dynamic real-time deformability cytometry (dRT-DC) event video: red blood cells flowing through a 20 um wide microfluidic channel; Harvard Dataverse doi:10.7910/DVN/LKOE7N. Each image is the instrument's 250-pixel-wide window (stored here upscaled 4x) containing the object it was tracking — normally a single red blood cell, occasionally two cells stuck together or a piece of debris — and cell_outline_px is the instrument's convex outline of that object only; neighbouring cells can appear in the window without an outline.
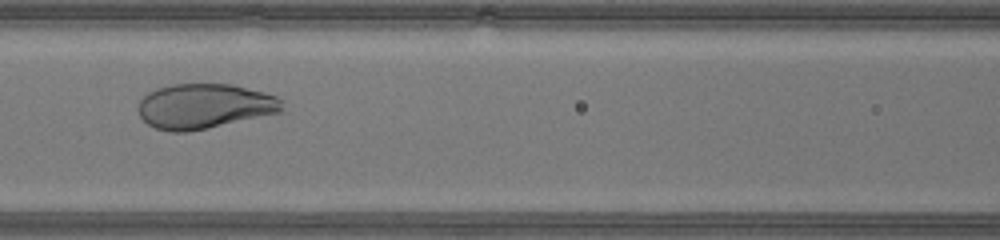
{"species": "human", "species_latin": "Homo sapiens", "temperature_condition": "warm", "stored_images_in_passage": 34, "camera_frame_rate_fps": 3000, "um_per_image_px": 0.085, "donor": {"sex": "male"}, "frame": {"image": 1, "passage_image": 16, "time_ms": 5.0, "image_size_px": [1000, 240], "cell_outline_px": [[284, 112], [208, 128], [188, 132], [172, 132], [156, 128], [148, 124], [140, 116], [136, 108], [140, 100], [148, 92], [156, 88], [172, 84], [232, 84], [264, 92], [276, 96], [284, 100]], "centroid_in_image_um": [17.4, 9.03], "position_along_channel_um": 149.2, "area_um2": 38.15}}
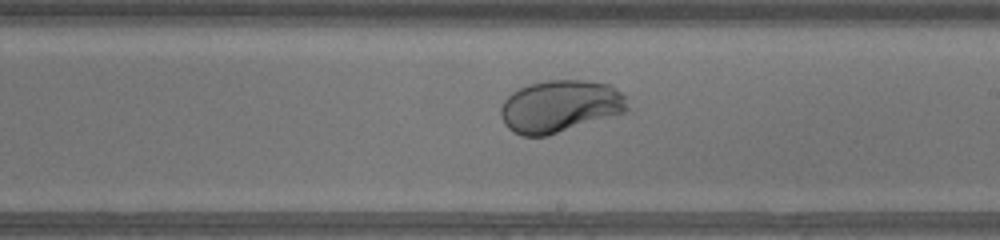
{"frame": {"image": 2, "passage_image": 22, "time_ms": 7.0, "image_size_px": [1000, 240], "cell_outline_px": [[628, 112], [544, 136], [524, 136], [508, 128], [504, 124], [500, 116], [500, 108], [504, 100], [512, 92], [528, 84], [544, 80], [588, 80], [612, 84], [624, 96], [628, 108]], "centroid_in_image_um": [47.61, 9.01], "position_along_channel_um": 241.4, "area_um2": 38.67}}
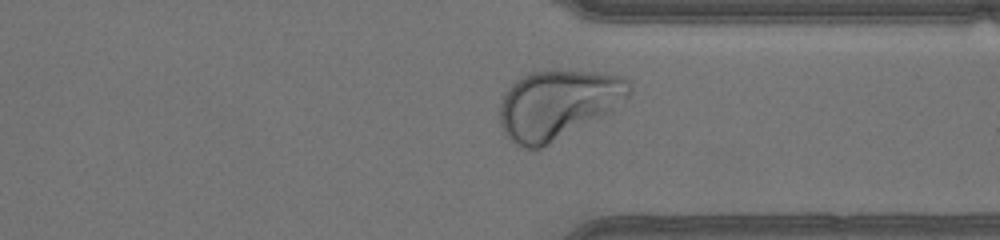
{"frame": {"image": 3, "passage_image": 30, "time_ms": 9.667, "image_size_px": [1000, 240], "cell_outline_px": [[632, 92], [628, 96], [608, 112], [548, 144], [540, 148], [528, 148], [512, 140], [504, 132], [500, 124], [500, 100], [504, 92], [516, 80], [528, 72], [592, 72], [624, 76], [632, 80]], "centroid_in_image_um": [47.41, 8.84], "position_along_channel_um": 364.0, "area_um2": 50.98}}